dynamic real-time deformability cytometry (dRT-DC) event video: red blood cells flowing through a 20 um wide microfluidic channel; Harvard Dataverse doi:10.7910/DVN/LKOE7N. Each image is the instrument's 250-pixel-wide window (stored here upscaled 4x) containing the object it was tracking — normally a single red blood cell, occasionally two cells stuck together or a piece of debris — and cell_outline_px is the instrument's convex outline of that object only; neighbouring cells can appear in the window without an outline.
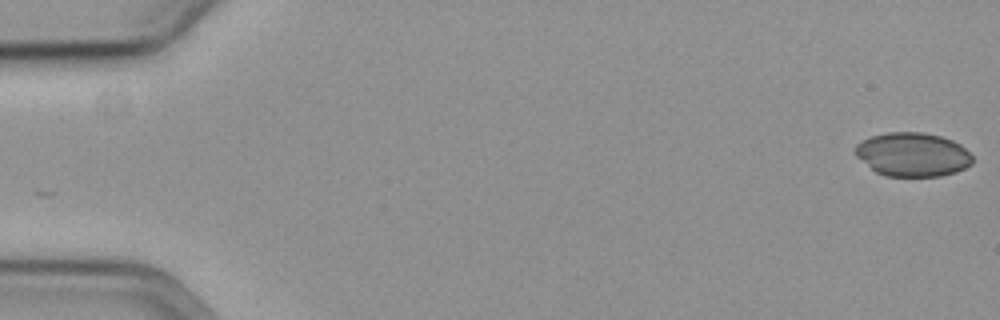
{"species": "common noctule bat (a hibernating species)", "species_latin": "Nyctalus noctula", "temperature_condition": "cold", "stored_images_in_passage": 58, "camera_frame_rate_fps": 3000, "um_per_image_px": 0.085, "animal": {"sex": "female", "body_mass_g": 19.3, "forearm_length_mm": 54.1}, "frame": {"image": 1, "passage_image": 1, "time_ms": 0.0, "image_size_px": [1000, 320], "cell_outline_px": [[972, 164], [956, 172], [940, 176], [884, 176], [876, 172], [856, 156], [856, 144], [860, 140], [872, 136], [888, 132], [924, 132], [940, 136], [952, 140], [960, 144], [972, 156]], "centroid_in_image_um": [77.57, 13.13], "position_along_channel_um": 7.4, "area_um2": 29.94}}
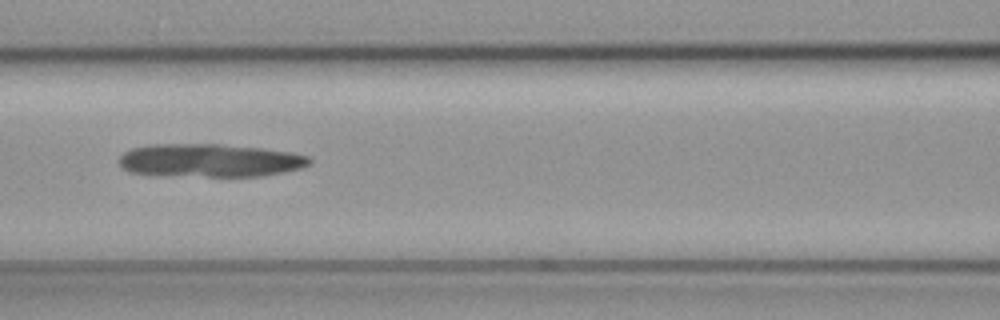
{"frame": {"image": 2, "passage_image": 26, "time_ms": 8.333, "image_size_px": [1000, 320], "cell_outline_px": [[312, 160], [308, 164], [300, 168], [284, 172], [264, 176], [208, 176], [128, 172], [120, 164], [120, 156], [124, 152], [132, 148], [152, 144], [220, 144], [260, 148], [292, 152], [308, 156]], "centroid_in_image_um": [17.88, 13.62], "position_along_channel_um": 148.7, "area_um2": 36.36}}
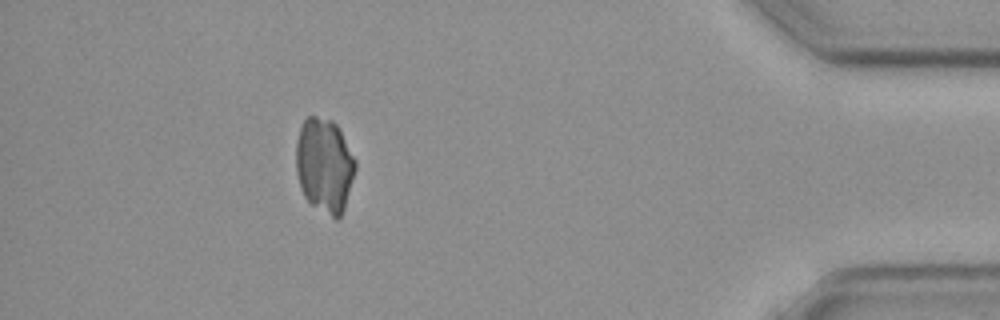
{"frame": {"image": 3, "passage_image": 52, "time_ms": 17.0, "image_size_px": [1000, 320], "cell_outline_px": [[356, 168], [344, 208], [340, 216], [336, 220], [312, 204], [304, 196], [300, 188], [296, 172], [296, 144], [300, 128], [304, 120], [308, 116], [316, 116], [332, 120], [340, 128], [356, 160]], "centroid_in_image_um": [27.58, 14.02], "position_along_channel_um": 407.6, "area_um2": 32.71}}